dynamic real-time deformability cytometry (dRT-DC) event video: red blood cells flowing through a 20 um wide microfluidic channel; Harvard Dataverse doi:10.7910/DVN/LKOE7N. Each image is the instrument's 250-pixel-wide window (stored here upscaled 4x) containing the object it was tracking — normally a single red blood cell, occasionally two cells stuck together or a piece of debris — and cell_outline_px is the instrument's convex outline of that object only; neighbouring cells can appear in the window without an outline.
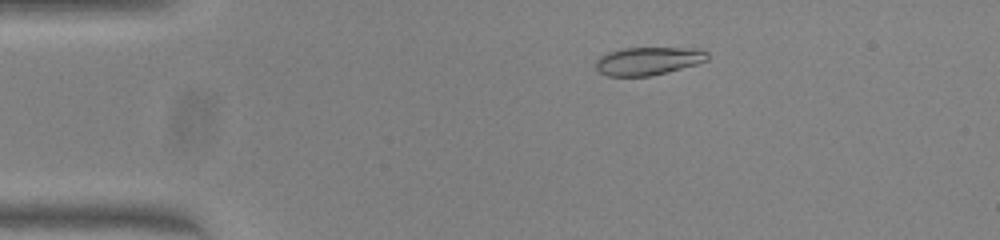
{"species": "common noctule bat (a hibernating species)", "species_latin": "Nyctalus noctula", "temperature_condition": "warm", "stored_images_in_passage": 45, "camera_frame_rate_fps": 3000, "um_per_image_px": 0.085, "animal": {"sex": "female", "body_mass_g": 23.0, "forearm_length_mm": 53.4}, "frame": {"image": 1, "passage_image": 4, "time_ms": 1.0, "image_size_px": [1000, 240], "cell_outline_px": [[708, 60], [696, 64], [668, 72], [652, 76], [608, 76], [600, 72], [596, 68], [596, 60], [600, 56], [608, 52], [624, 48], [700, 48], [708, 52]], "centroid_in_image_um": [55.12, 5.18], "position_along_channel_um": 29.9, "area_um2": 18.32}}
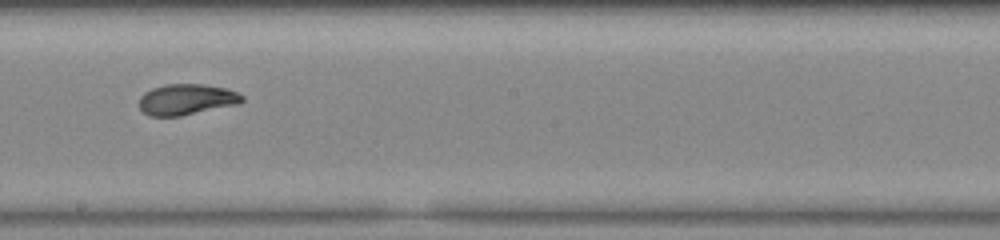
{"frame": {"image": 2, "passage_image": 23, "time_ms": 7.333, "image_size_px": [1000, 240], "cell_outline_px": [[244, 100], [240, 104], [180, 116], [148, 116], [140, 108], [140, 96], [144, 92], [152, 88], [164, 84], [204, 84], [228, 88], [244, 96]], "centroid_in_image_um": [15.88, 8.45], "position_along_channel_um": 232.3, "area_um2": 18.73}}
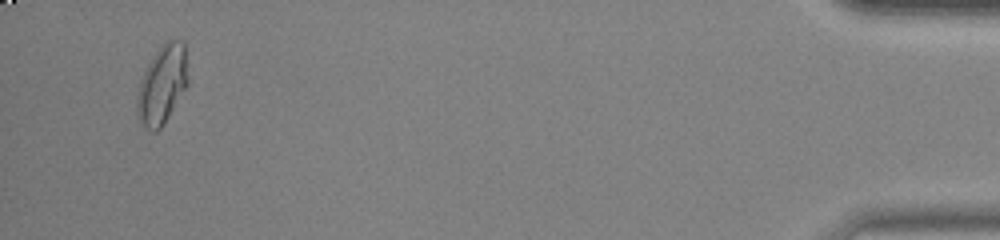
{"frame": {"image": 3, "passage_image": 43, "time_ms": 14.0, "image_size_px": [1000, 240], "cell_outline_px": [[188, 84], [164, 124], [156, 132], [152, 132], [140, 124], [136, 116], [136, 96], [140, 80], [148, 64], [164, 40], [184, 40], [188, 76]], "centroid_in_image_um": [13.77, 7.21], "position_along_channel_um": 421.4, "area_um2": 23.64}, "authors_computed_cell_mechanics": {"area_um2": 18.9006, "velocity_mm_per_s": 4.067, "shape_relaxation_time_tau1_ms": 9.7392, "shape_relaxation_time_tau2_ms": 0.8541, "deformation_change_tau1": 0.2638, "deformation_change_tau2": 0.0434}}